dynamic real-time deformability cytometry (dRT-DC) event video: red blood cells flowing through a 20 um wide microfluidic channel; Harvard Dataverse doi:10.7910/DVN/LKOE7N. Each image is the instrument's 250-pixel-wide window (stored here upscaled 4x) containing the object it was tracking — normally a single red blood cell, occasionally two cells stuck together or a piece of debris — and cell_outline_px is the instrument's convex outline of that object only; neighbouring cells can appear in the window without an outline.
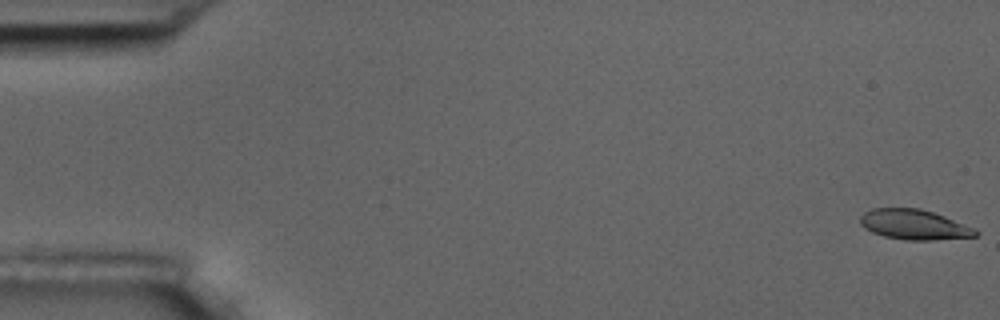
{"species": "common noctule bat (a hibernating species)", "species_latin": "Nyctalus noctula", "temperature_condition": "room temperature", "stored_images_in_passage": 8, "camera_frame_rate_fps": 3000, "um_per_image_px": 0.085, "animal": {"sex": "male", "body_mass_g": 17.5, "forearm_length_mm": 52.3}, "frame": {"image": 1, "passage_image": 1, "time_ms": 0.0, "image_size_px": [1000, 320], "cell_outline_px": [[980, 232], [976, 236], [936, 240], [904, 240], [884, 236], [872, 232], [864, 228], [860, 224], [860, 216], [864, 212], [872, 208], [920, 208], [944, 216], [976, 228]], "centroid_in_image_um": [77.7, 19.09], "position_along_channel_um": 7.3, "area_um2": 20.35}}